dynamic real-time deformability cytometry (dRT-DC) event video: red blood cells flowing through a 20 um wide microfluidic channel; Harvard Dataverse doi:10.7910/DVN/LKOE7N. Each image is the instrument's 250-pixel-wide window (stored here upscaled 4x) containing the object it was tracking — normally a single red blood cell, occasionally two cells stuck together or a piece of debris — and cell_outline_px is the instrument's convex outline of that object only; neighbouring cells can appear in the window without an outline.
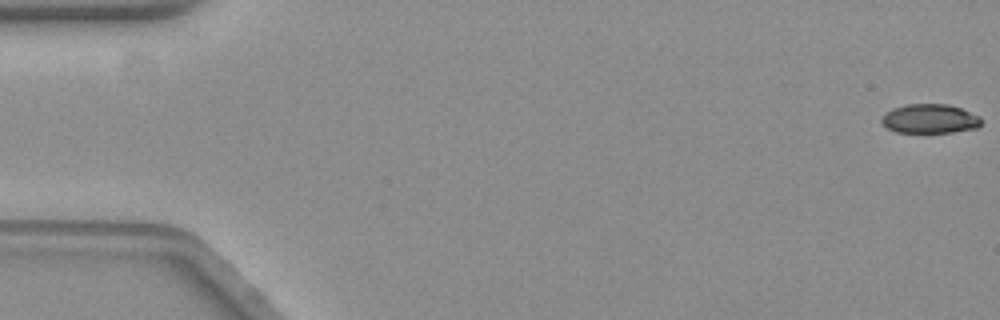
{"species": "common noctule bat (a hibernating species)", "species_latin": "Nyctalus noctula", "temperature_condition": "warm", "stored_images_in_passage": 59, "camera_frame_rate_fps": 3000, "um_per_image_px": 0.085, "animal": {"sex": "female", "body_mass_g": 19.3, "forearm_length_mm": 54.1}, "frame": {"image": 1, "passage_image": 1, "time_ms": 0.0, "image_size_px": [1000, 320], "cell_outline_px": [[980, 124], [976, 128], [952, 132], [896, 132], [888, 128], [880, 120], [892, 108], [904, 104], [948, 104], [960, 108], [980, 116]], "centroid_in_image_um": [79.03, 10.08], "position_along_channel_um": 6.0, "area_um2": 16.76}}
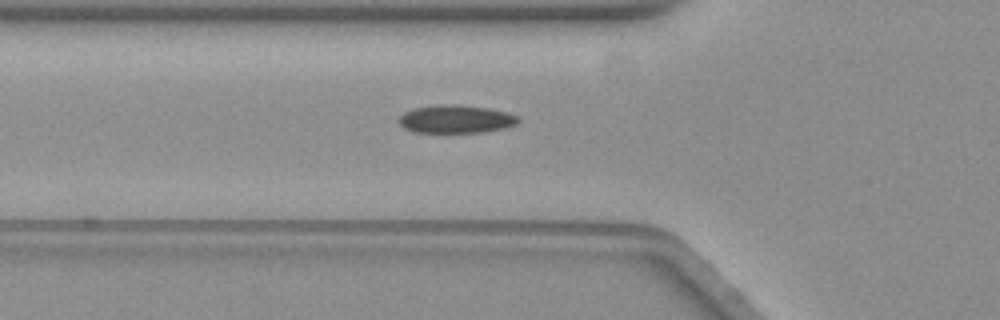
{"frame": {"image": 2, "passage_image": 21, "time_ms": 6.667, "image_size_px": [1000, 320], "cell_outline_px": [[520, 120], [516, 124], [504, 128], [484, 132], [412, 132], [404, 128], [400, 124], [400, 116], [404, 112], [416, 108], [440, 104], [456, 104], [488, 108], [508, 112], [516, 116]], "centroid_in_image_um": [38.76, 10.12], "position_along_channel_um": 87.0, "area_um2": 19.42}}
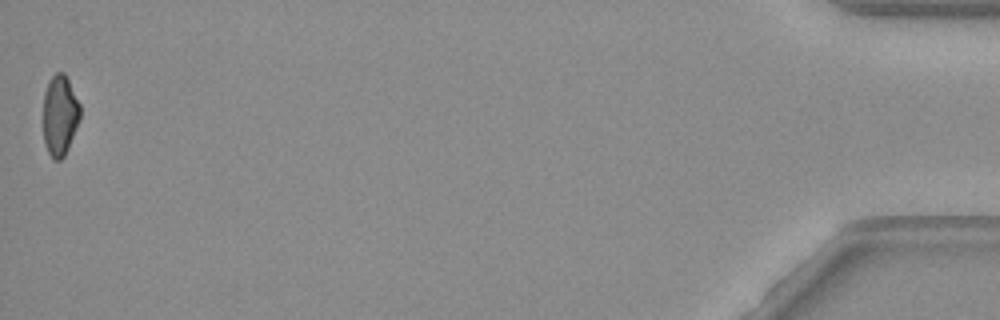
{"frame": {"image": 3, "passage_image": 59, "time_ms": 19.333, "image_size_px": [1000, 320], "cell_outline_px": [[80, 120], [68, 148], [64, 156], [60, 160], [52, 160], [44, 144], [44, 92], [48, 80], [56, 72], [64, 72], [80, 104]], "centroid_in_image_um": [5.09, 9.81], "position_along_channel_um": 430.1, "area_um2": 17.4}, "authors_computed_cell_mechanics": {"area_um2": 18.9006, "velocity_mm_per_s": 3.5204, "shape_relaxation_time_tau1_ms": 7.987, "shape_relaxation_time_tau2_ms": 3.0177, "deformation_change_tau1": 0.1736, "deformation_change_tau2": 0.0792}}